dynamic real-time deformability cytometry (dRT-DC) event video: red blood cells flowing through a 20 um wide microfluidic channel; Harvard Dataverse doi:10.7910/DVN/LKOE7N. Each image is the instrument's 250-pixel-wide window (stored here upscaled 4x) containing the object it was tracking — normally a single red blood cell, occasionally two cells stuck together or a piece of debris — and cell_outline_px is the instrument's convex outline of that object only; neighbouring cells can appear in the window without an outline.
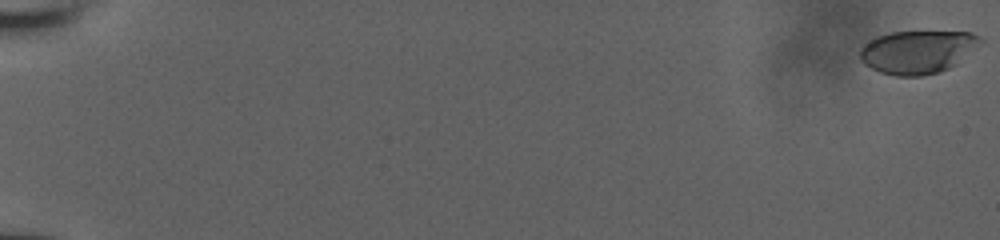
{"species": "human", "species_latin": "Homo sapiens", "temperature_condition": "room temperature", "stored_images_in_passage": 39, "camera_frame_rate_fps": 3000, "um_per_image_px": 0.085, "donor": {"sex": "male"}, "frame": {"image": 1, "passage_image": 1, "time_ms": 0.0, "image_size_px": [1000, 240], "cell_outline_px": [[984, 40], [976, 48], [956, 64], [940, 72], [924, 76], [896, 76], [880, 72], [864, 64], [860, 60], [860, 48], [864, 44], [876, 36], [892, 32], [972, 32], [980, 36]], "centroid_in_image_um": [78.0, 4.41], "position_along_channel_um": 7.0, "area_um2": 30.35}}
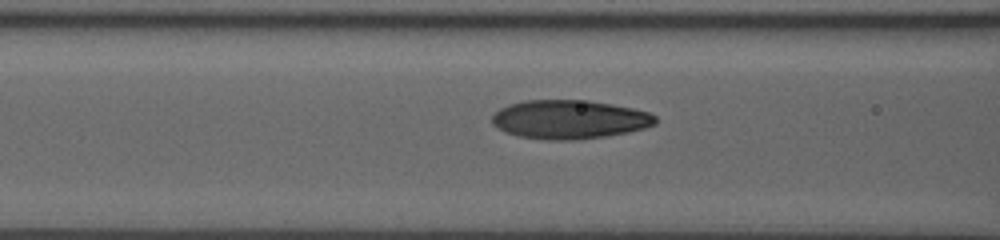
{"frame": {"image": 2, "passage_image": 28, "time_ms": 8.667, "image_size_px": [1000, 240], "cell_outline_px": [[656, 124], [644, 128], [628, 132], [608, 136], [576, 140], [548, 140], [520, 136], [504, 132], [492, 124], [492, 116], [500, 108], [508, 104], [524, 100], [588, 100], [612, 104], [632, 108], [648, 112], [656, 116]], "centroid_in_image_um": [48.39, 10.15], "position_along_channel_um": 118.2, "area_um2": 37.11}}
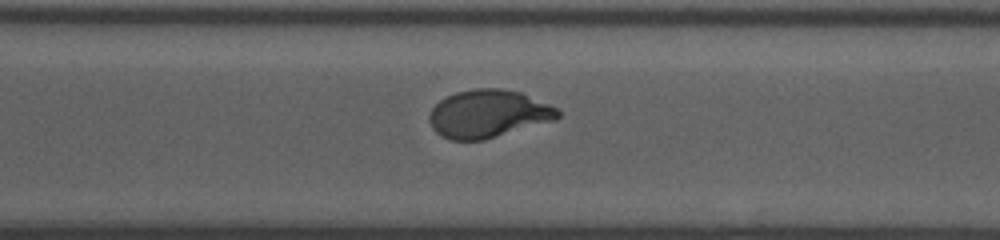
{"frame": {"image": 3, "passage_image": 39, "time_ms": 14.0, "image_size_px": [1000, 240], "cell_outline_px": [[560, 116], [556, 120], [484, 140], [452, 140], [440, 136], [432, 128], [428, 116], [432, 108], [440, 100], [456, 92], [476, 88], [500, 88], [520, 92], [548, 104], [556, 108], [560, 112]], "centroid_in_image_um": [41.49, 9.68], "position_along_channel_um": 329.1, "area_um2": 35.78}}